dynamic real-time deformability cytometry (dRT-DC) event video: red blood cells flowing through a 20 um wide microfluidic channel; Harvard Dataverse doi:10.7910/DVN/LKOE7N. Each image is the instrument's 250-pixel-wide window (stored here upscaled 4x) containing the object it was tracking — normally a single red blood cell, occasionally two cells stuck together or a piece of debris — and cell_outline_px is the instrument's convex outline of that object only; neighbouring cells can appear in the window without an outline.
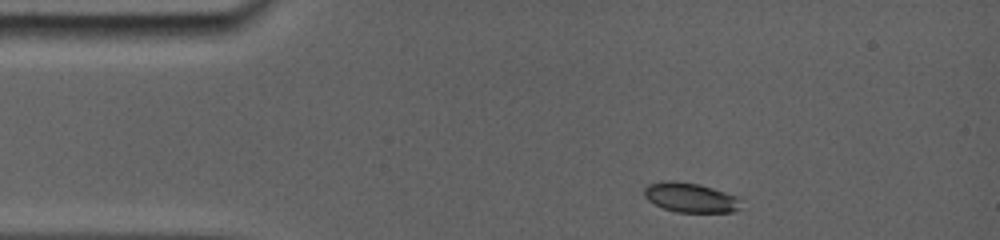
{"species": "common noctule bat (a hibernating species)", "species_latin": "Nyctalus noctula", "temperature_condition": "room temperature", "stored_images_in_passage": 13, "camera_frame_rate_fps": 5000, "um_per_image_px": 0.085, "animal": {"sex": "female", "body_mass_g": 19.0, "forearm_length_mm": 56.7}, "frame": {"image": 1, "passage_image": 1, "time_ms": 0.0, "image_size_px": [1000, 240], "cell_outline_px": [[744, 200], [740, 208], [736, 212], [676, 212], [664, 208], [648, 200], [644, 196], [644, 188], [648, 184], [668, 180], [700, 184], [736, 196]], "centroid_in_image_um": [58.73, 16.8], "position_along_channel_um": 26.3, "area_um2": 16.76}}
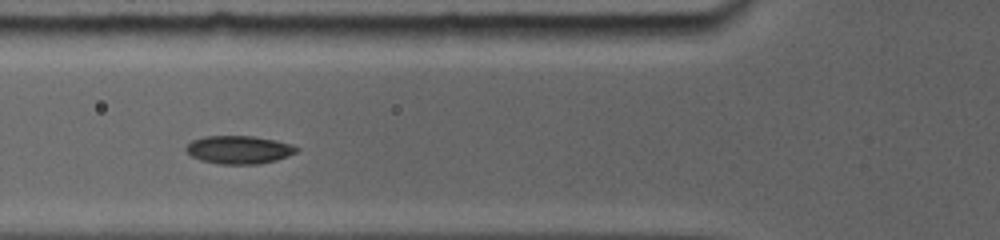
{"frame": {"image": 2, "passage_image": 8, "time_ms": 3.4, "image_size_px": [1000, 240], "cell_outline_px": [[300, 148], [296, 152], [288, 156], [276, 160], [260, 164], [220, 164], [200, 160], [192, 156], [188, 152], [188, 144], [192, 140], [204, 136], [252, 136], [272, 140], [288, 144]], "centroid_in_image_um": [20.31, 12.73], "position_along_channel_um": 105.5, "area_um2": 17.8}}
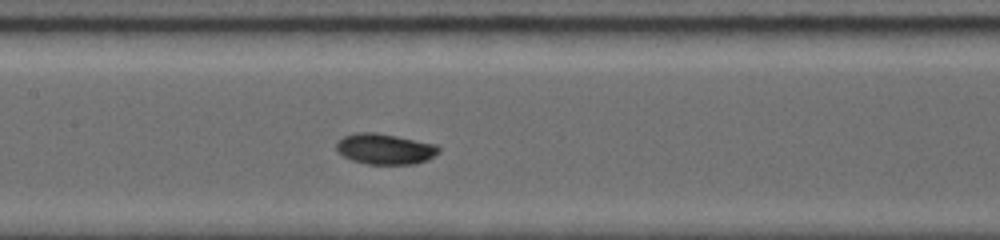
{"frame": {"image": 3, "passage_image": 13, "time_ms": 5.2, "image_size_px": [1000, 240], "cell_outline_px": [[440, 152], [428, 160], [416, 164], [364, 164], [352, 160], [344, 156], [336, 148], [336, 144], [344, 136], [364, 132], [372, 132], [432, 144], [440, 148]], "centroid_in_image_um": [32.72, 12.69], "position_along_channel_um": 174.7, "area_um2": 17.8}}